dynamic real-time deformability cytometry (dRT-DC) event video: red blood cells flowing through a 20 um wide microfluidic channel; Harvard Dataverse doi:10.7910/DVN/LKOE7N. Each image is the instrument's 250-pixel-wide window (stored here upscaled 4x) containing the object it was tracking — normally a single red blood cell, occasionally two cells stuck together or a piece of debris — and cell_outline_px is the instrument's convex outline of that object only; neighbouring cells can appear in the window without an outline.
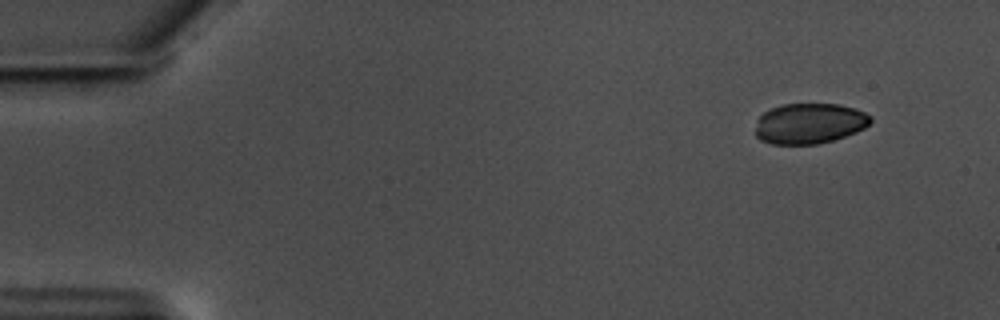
{"species": "common noctule bat (a hibernating species)", "species_latin": "Nyctalus noctula", "temperature_condition": "warm", "stored_images_in_passage": 2, "camera_frame_rate_fps": 3000, "um_per_image_px": 0.085, "animal": {"sex": "male", "body_mass_g": 17.5, "forearm_length_mm": 52.3}, "frame": {"image": 1, "passage_image": 1, "time_ms": 0.0, "image_size_px": [1000, 320], "cell_outline_px": [[872, 120], [864, 128], [856, 132], [820, 144], [772, 144], [760, 140], [756, 136], [756, 128], [760, 116], [764, 112], [772, 108], [784, 104], [840, 104], [856, 108], [872, 116]], "centroid_in_image_um": [68.82, 10.49], "position_along_channel_um": 16.2, "area_um2": 27.17}}